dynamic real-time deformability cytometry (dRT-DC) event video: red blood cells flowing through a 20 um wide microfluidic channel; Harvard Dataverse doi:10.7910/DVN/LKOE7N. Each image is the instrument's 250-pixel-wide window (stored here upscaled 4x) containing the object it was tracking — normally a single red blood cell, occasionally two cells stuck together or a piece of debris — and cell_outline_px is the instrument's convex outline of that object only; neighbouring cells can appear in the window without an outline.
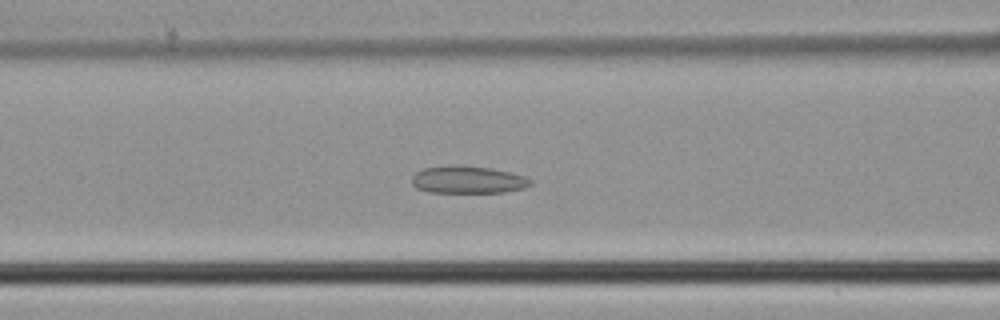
{"species": "common noctule bat (a hibernating species)", "species_latin": "Nyctalus noctula", "temperature_condition": "cold", "stored_images_in_passage": 46, "camera_frame_rate_fps": 3000, "um_per_image_px": 0.085, "animal": {"sex": "male", "body_mass_g": 21.5, "forearm_length_mm": 52.0}, "frame": {"image": 1, "passage_image": 19, "time_ms": 6.0, "image_size_px": [1000, 320], "cell_outline_px": [[532, 184], [524, 188], [504, 192], [428, 192], [416, 188], [412, 184], [412, 176], [416, 172], [424, 168], [456, 164], [488, 168], [508, 172], [524, 176], [532, 180]], "centroid_in_image_um": [39.74, 15.27], "position_along_channel_um": 126.9, "area_um2": 18.9}}
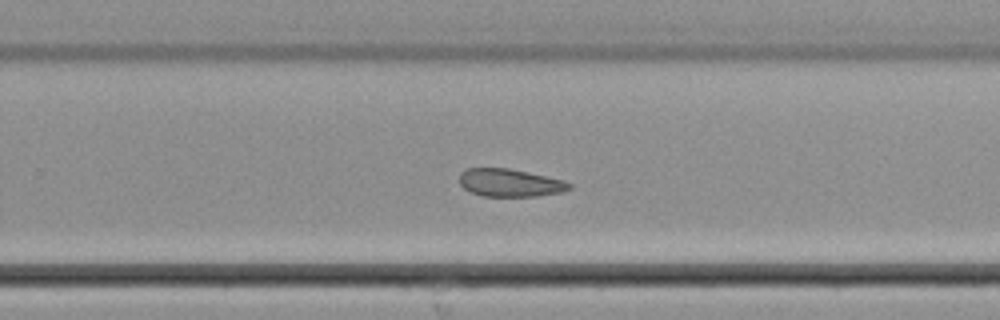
{"frame": {"image": 2, "passage_image": 30, "time_ms": 9.667, "image_size_px": [1000, 320], "cell_outline_px": [[572, 188], [564, 192], [536, 196], [484, 196], [472, 192], [464, 188], [460, 184], [460, 172], [464, 168], [508, 168], [564, 180], [572, 184]], "centroid_in_image_um": [43.36, 15.53], "position_along_channel_um": 286.4, "area_um2": 17.8}}
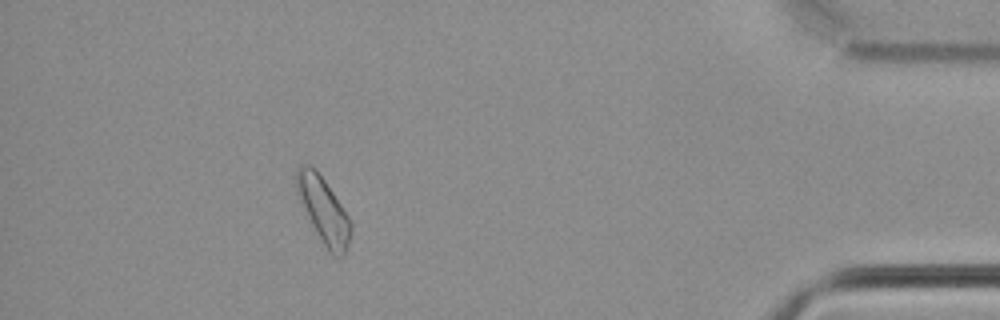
{"frame": {"image": 3, "passage_image": 42, "time_ms": 13.667, "image_size_px": [1000, 320], "cell_outline_px": [[352, 232], [344, 256], [336, 256], [328, 252], [316, 232], [296, 192], [296, 168], [300, 164], [308, 164], [324, 180], [348, 216], [352, 224]], "centroid_in_image_um": [27.5, 17.89], "position_along_channel_um": 407.7, "area_um2": 20.35}}